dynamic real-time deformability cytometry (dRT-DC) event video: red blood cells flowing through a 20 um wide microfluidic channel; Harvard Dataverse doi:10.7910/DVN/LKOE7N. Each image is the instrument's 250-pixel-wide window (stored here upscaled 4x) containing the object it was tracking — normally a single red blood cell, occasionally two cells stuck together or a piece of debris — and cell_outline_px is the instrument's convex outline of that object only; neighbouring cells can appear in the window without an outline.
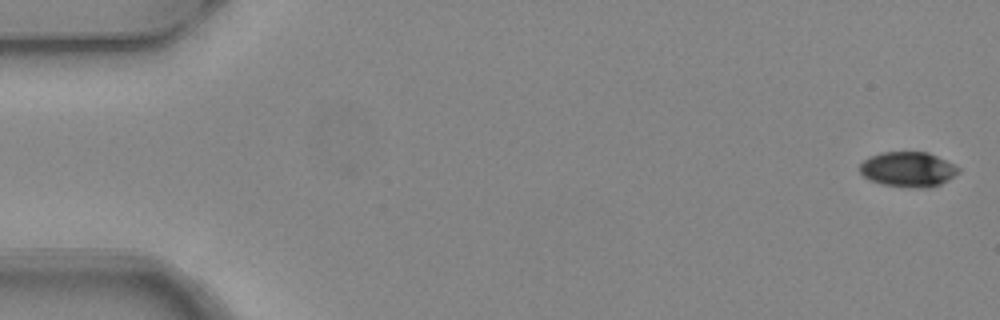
{"species": "common noctule bat (a hibernating species)", "species_latin": "Nyctalus noctula", "temperature_condition": "warm", "stored_images_in_passage": 6, "camera_frame_rate_fps": 3000, "um_per_image_px": 0.085, "animal": {"sex": "female", "body_mass_g": 24.6, "forearm_length_mm": 56.2}, "frame": {"image": 1, "passage_image": 1, "time_ms": 0.0, "image_size_px": [1000, 320], "cell_outline_px": [[960, 172], [948, 180], [932, 188], [908, 188], [880, 184], [868, 180], [860, 172], [860, 164], [868, 156], [880, 152], [928, 152], [960, 168]], "centroid_in_image_um": [77.16, 14.41], "position_along_channel_um": 7.8, "area_um2": 20.4}}
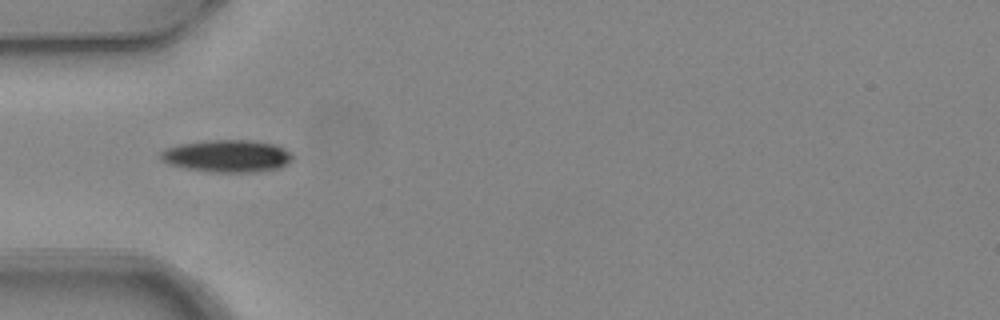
{"frame": {"image": 2, "passage_image": 5, "time_ms": 1.333, "image_size_px": [1000, 320], "cell_outline_px": [[292, 160], [288, 164], [280, 168], [256, 172], [212, 172], [184, 168], [168, 164], [160, 160], [160, 152], [164, 148], [180, 144], [204, 140], [252, 140], [276, 144], [292, 152]], "centroid_in_image_um": [19.31, 13.26], "position_along_channel_um": 65.7, "area_um2": 25.26}}
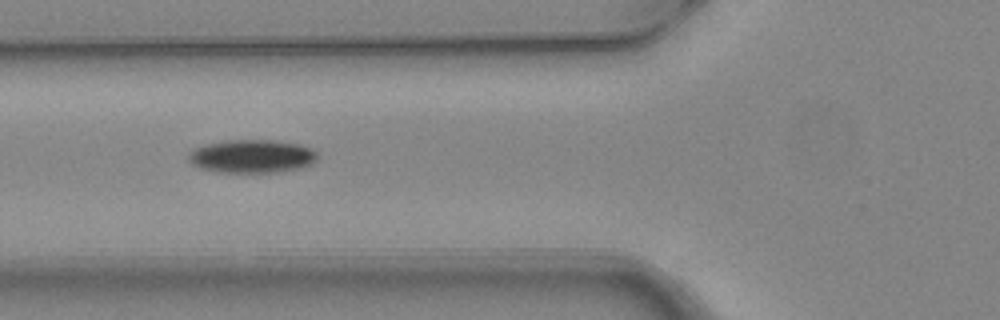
{"frame": {"image": 3, "passage_image": 6, "time_ms": 1.667, "image_size_px": [1000, 320], "cell_outline_px": [[316, 160], [312, 164], [300, 168], [276, 172], [216, 172], [200, 168], [192, 164], [188, 160], [188, 152], [192, 148], [204, 144], [224, 140], [276, 140], [300, 144], [312, 148], [316, 152]], "centroid_in_image_um": [21.37, 13.27], "position_along_channel_um": 104.4, "area_um2": 25.32}}